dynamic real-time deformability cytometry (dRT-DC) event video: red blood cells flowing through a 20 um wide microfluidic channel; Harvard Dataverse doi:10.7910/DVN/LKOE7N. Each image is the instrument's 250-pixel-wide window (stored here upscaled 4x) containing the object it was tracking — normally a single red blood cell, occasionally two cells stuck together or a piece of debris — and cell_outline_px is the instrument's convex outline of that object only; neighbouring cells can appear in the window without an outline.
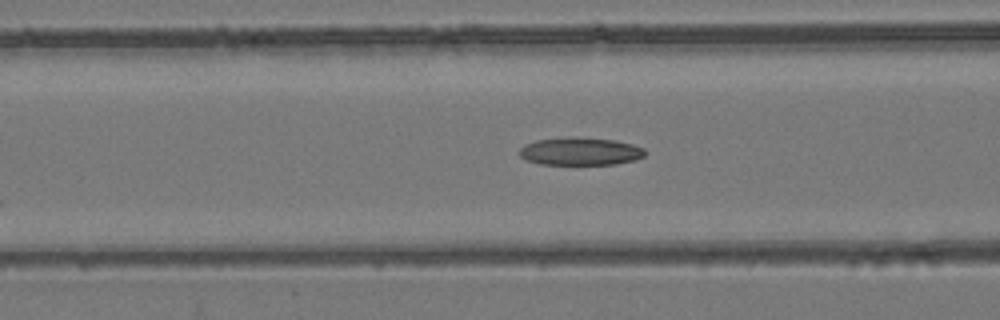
{"species": "common noctule bat (a hibernating species)", "species_latin": "Nyctalus noctula", "temperature_condition": "room temperature", "stored_images_in_passage": 24, "camera_frame_rate_fps": 3000, "um_per_image_px": 0.085, "animal": {"sex": "female", "body_mass_g": 24.6, "forearm_length_mm": 56.2}, "frame": {"image": 1, "passage_image": 9, "time_ms": 2.667, "image_size_px": [1000, 320], "cell_outline_px": [[648, 152], [644, 156], [636, 160], [616, 164], [540, 164], [528, 160], [520, 156], [520, 148], [524, 144], [536, 140], [576, 136], [612, 140], [632, 144], [644, 148]], "centroid_in_image_um": [49.35, 12.86], "position_along_channel_um": 117.2, "area_um2": 20.4}}
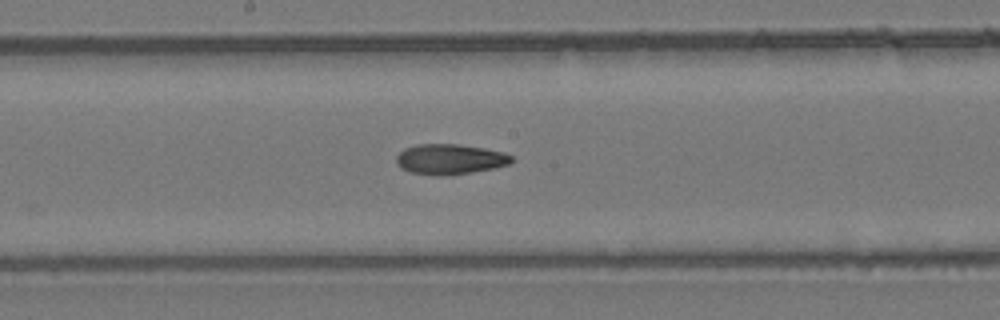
{"frame": {"image": 2, "passage_image": 16, "time_ms": 5.0, "image_size_px": [1000, 320], "cell_outline_px": [[512, 160], [508, 164], [496, 168], [472, 172], [444, 176], [436, 176], [412, 172], [400, 168], [396, 164], [396, 156], [404, 148], [416, 144], [460, 144], [484, 148], [504, 152], [512, 156]], "centroid_in_image_um": [38.22, 13.53], "position_along_channel_um": 210.0, "area_um2": 20.52}}
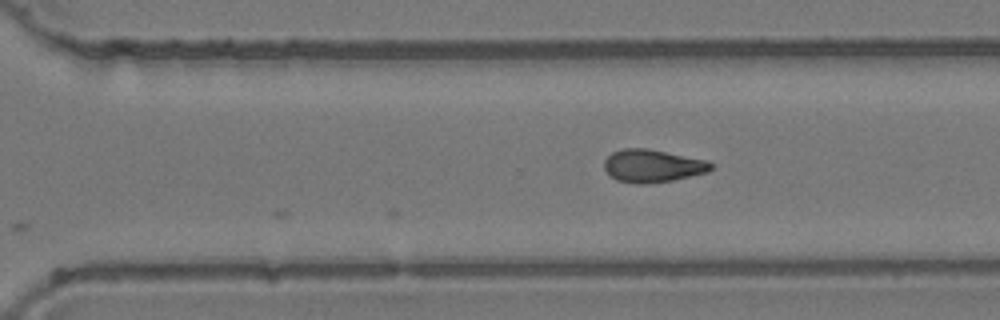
{"frame": {"image": 3, "passage_image": 24, "time_ms": 7.667, "image_size_px": [1000, 320], "cell_outline_px": [[712, 168], [708, 172], [672, 180], [644, 184], [636, 184], [616, 180], [604, 168], [604, 160], [612, 152], [624, 148], [648, 148], [704, 160], [712, 164]], "centroid_in_image_um": [55.43, 14.1], "position_along_channel_um": 315.2, "area_um2": 20.17}}